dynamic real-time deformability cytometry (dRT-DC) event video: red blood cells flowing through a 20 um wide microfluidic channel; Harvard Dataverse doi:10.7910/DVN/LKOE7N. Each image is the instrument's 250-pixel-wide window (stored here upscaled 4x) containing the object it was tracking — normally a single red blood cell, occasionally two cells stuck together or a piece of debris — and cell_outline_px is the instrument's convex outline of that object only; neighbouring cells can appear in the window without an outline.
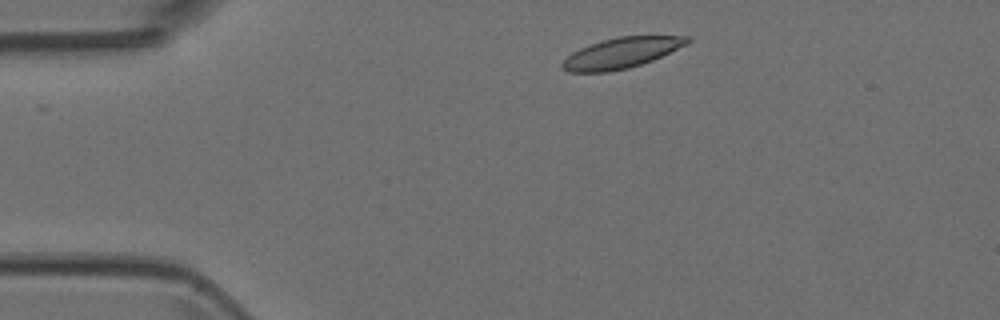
{"species": "Egyptian fruit bat (a non-hibernating species)", "species_latin": "Rousettus aegyptiacus", "temperature_condition": "room temperature", "stored_images_in_passage": 4, "camera_frame_rate_fps": 3000, "um_per_image_px": 0.085, "animal": {"sex": "female"}, "frame": {"image": 1, "passage_image": 1, "time_ms": 0.0, "image_size_px": [1000, 320], "cell_outline_px": [[692, 40], [688, 44], [652, 60], [628, 68], [608, 72], [568, 72], [560, 68], [560, 64], [572, 52], [580, 48], [616, 36], [688, 36]], "centroid_in_image_um": [52.81, 4.5], "position_along_channel_um": 32.2, "area_um2": 22.14}}
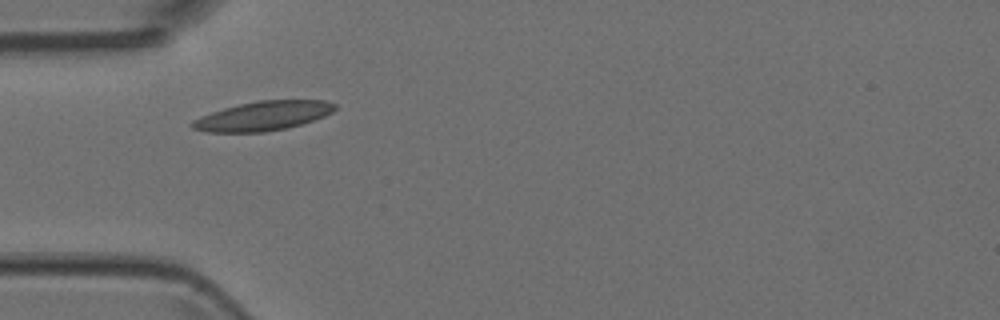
{"frame": {"image": 2, "passage_image": 3, "time_ms": 0.667, "image_size_px": [1000, 320], "cell_outline_px": [[336, 108], [332, 112], [324, 116], [288, 128], [264, 132], [208, 132], [192, 128], [188, 124], [192, 120], [200, 116], [224, 108], [240, 104], [260, 100], [324, 100], [336, 104]], "centroid_in_image_um": [22.33, 9.85], "position_along_channel_um": 62.7, "area_um2": 24.28}}
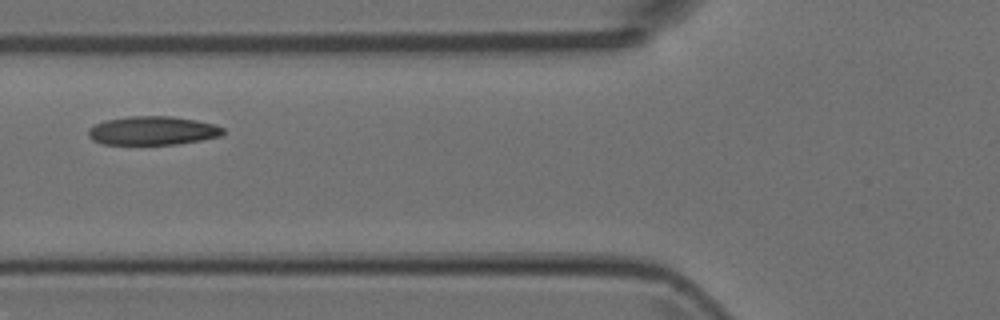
{"frame": {"image": 3, "passage_image": 4, "time_ms": 1.0, "image_size_px": [1000, 320], "cell_outline_px": [[224, 132], [220, 136], [200, 140], [176, 144], [104, 144], [92, 140], [88, 136], [88, 128], [104, 120], [128, 116], [172, 116], [196, 120], [216, 124], [224, 128]], "centroid_in_image_um": [12.97, 11.09], "position_along_channel_um": 112.8, "area_um2": 22.6}}